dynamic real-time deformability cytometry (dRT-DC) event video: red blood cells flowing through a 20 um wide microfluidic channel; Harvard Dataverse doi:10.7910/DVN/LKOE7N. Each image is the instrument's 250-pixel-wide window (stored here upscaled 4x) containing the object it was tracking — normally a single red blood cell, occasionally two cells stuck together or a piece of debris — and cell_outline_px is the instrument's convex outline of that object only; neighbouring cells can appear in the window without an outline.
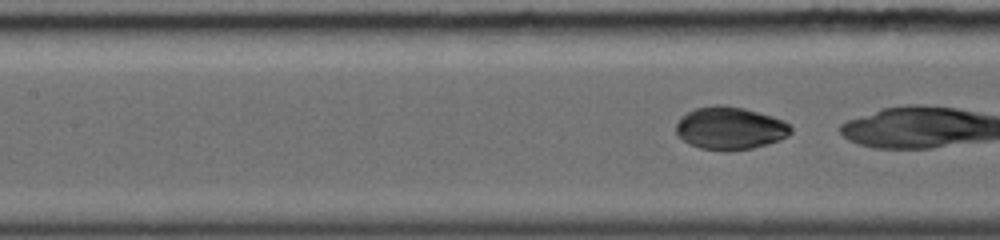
{"species": "common noctule bat (a hibernating species)", "species_latin": "Nyctalus noctula", "temperature_condition": "warm", "stored_images_in_passage": 29, "camera_frame_rate_fps": 5000, "um_per_image_px": 0.085, "animal": {"sex": "female", "body_mass_g": 19.0, "forearm_length_mm": 56.7}, "frame": {"image": 1, "passage_image": 9, "time_ms": 1.8, "image_size_px": [1000, 240], "cell_outline_px": [[792, 132], [788, 136], [780, 140], [752, 148], [700, 148], [676, 136], [676, 124], [680, 116], [696, 108], [712, 104], [724, 104], [744, 108], [772, 116], [784, 120], [792, 128]], "centroid_in_image_um": [62.05, 10.84], "position_along_channel_um": 145.3, "area_um2": 28.15}}